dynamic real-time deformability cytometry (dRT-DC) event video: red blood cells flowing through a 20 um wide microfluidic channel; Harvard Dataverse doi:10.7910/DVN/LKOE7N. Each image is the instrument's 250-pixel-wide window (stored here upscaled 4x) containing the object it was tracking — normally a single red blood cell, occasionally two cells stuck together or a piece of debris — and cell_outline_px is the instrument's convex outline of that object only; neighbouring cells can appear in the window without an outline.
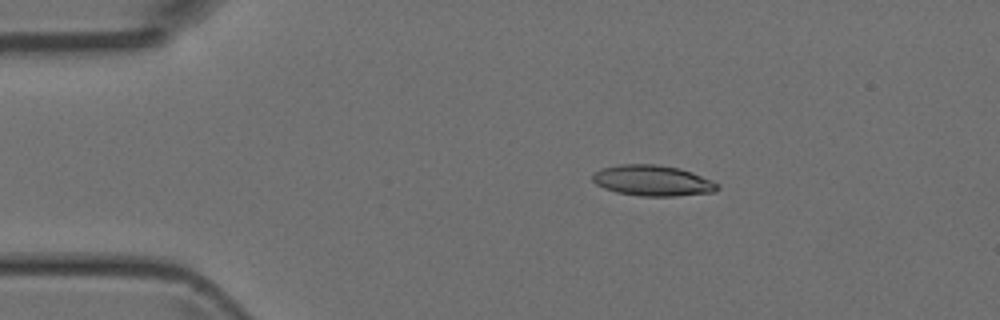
{"species": "Egyptian fruit bat (a non-hibernating species)", "species_latin": "Rousettus aegyptiacus", "temperature_condition": "room temperature", "stored_images_in_passage": 4, "camera_frame_rate_fps": 3000, "um_per_image_px": 0.085, "animal": {"sex": "female"}, "frame": {"image": 1, "passage_image": 2, "time_ms": 1.333, "image_size_px": [1000, 320], "cell_outline_px": [[720, 188], [716, 192], [676, 196], [640, 196], [616, 192], [604, 188], [596, 184], [592, 180], [592, 172], [600, 168], [620, 164], [656, 164], [680, 168], [692, 172], [712, 180], [720, 184]], "centroid_in_image_um": [55.48, 15.35], "position_along_channel_um": 29.5, "area_um2": 22.72}}
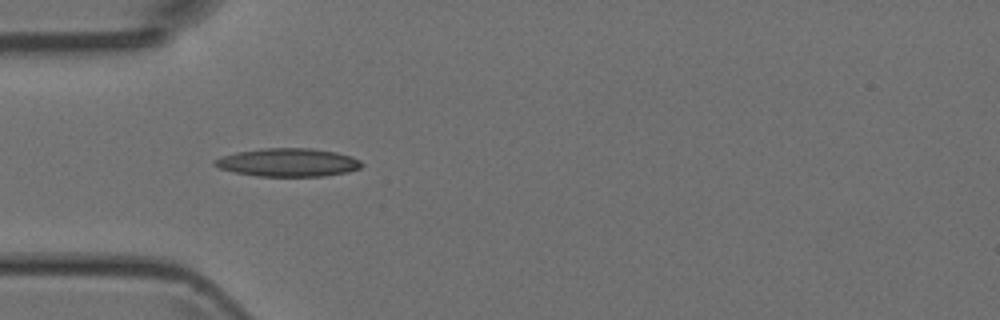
{"frame": {"image": 2, "passage_image": 3, "time_ms": 3.333, "image_size_px": [1000, 320], "cell_outline_px": [[364, 164], [360, 168], [348, 172], [324, 176], [256, 176], [236, 172], [220, 168], [212, 164], [212, 160], [220, 156], [236, 152], [260, 148], [312, 148], [336, 152], [352, 156], [360, 160]], "centroid_in_image_um": [24.48, 13.8], "position_along_channel_um": 60.5, "area_um2": 24.39}}
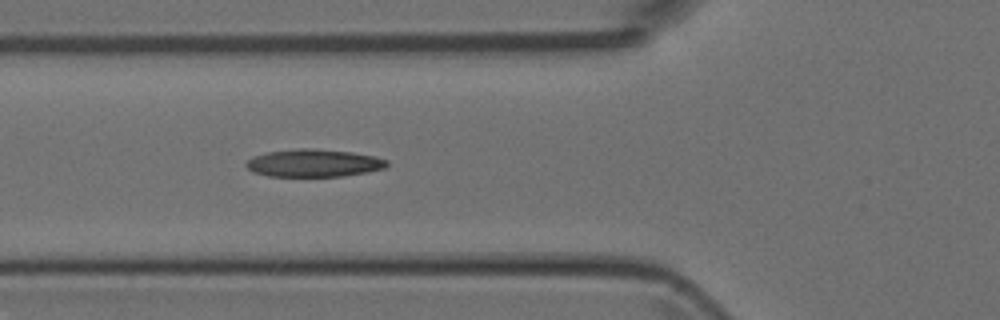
{"frame": {"image": 3, "passage_image": 4, "time_ms": 4.333, "image_size_px": [1000, 320], "cell_outline_px": [[388, 164], [384, 168], [368, 172], [344, 176], [268, 176], [252, 172], [244, 164], [252, 156], [268, 152], [300, 148], [312, 148], [352, 152], [376, 156], [388, 160]], "centroid_in_image_um": [26.67, 13.86], "position_along_channel_um": 99.1, "area_um2": 22.77}}